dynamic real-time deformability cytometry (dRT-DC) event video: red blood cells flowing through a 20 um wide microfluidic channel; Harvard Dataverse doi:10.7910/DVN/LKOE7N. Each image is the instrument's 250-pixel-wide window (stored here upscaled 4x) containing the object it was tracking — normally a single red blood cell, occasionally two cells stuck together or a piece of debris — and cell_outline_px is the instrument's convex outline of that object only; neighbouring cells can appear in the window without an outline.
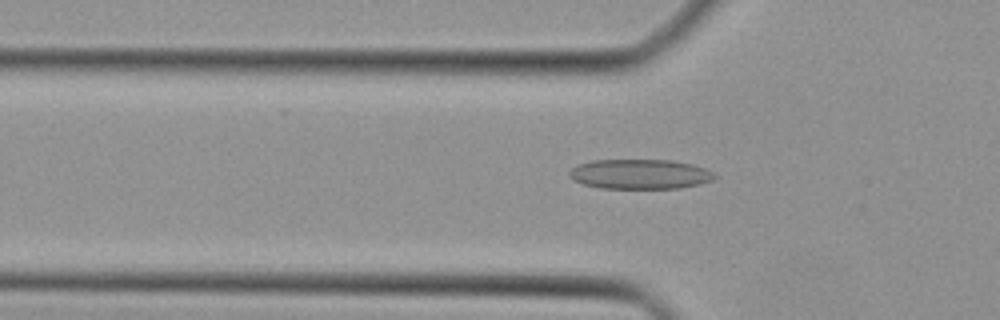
{"species": "Egyptian fruit bat (a non-hibernating species)", "species_latin": "Rousettus aegyptiacus", "temperature_condition": "cold", "stored_images_in_passage": 40, "camera_frame_rate_fps": 3000, "um_per_image_px": 0.085, "animal": {"sex": "female"}, "frame": {"image": 1, "passage_image": 15, "time_ms": 4.667, "image_size_px": [1000, 320], "cell_outline_px": [[720, 176], [712, 180], [700, 184], [680, 188], [600, 188], [584, 184], [572, 180], [568, 176], [568, 172], [572, 168], [580, 164], [592, 160], [672, 160], [692, 164], [704, 168]], "centroid_in_image_um": [54.4, 14.8], "position_along_channel_um": 71.4, "area_um2": 25.32}}
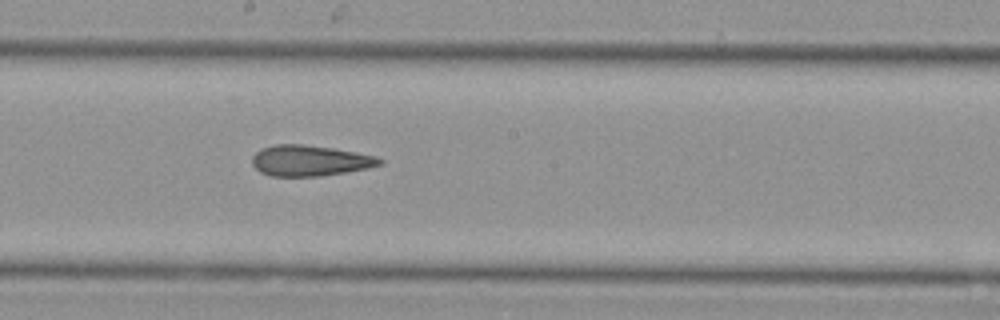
{"frame": {"image": 2, "passage_image": 25, "time_ms": 8.0, "image_size_px": [1000, 320], "cell_outline_px": [[384, 164], [344, 172], [320, 176], [272, 176], [260, 172], [252, 164], [252, 156], [260, 148], [276, 144], [304, 144], [332, 148], [356, 152], [376, 156], [384, 160]], "centroid_in_image_um": [26.32, 13.64], "position_along_channel_um": 221.9, "area_um2": 22.83}}
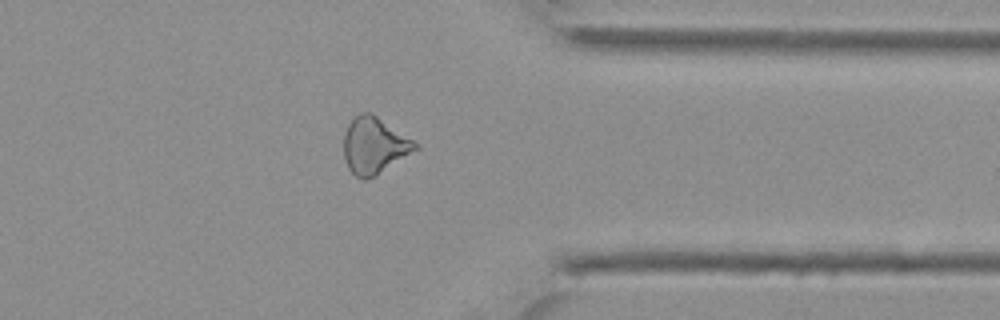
{"frame": {"image": 3, "passage_image": 36, "time_ms": 11.667, "image_size_px": [1000, 320], "cell_outline_px": [[420, 148], [376, 176], [368, 180], [364, 180], [356, 176], [348, 168], [344, 156], [344, 132], [348, 124], [360, 112], [372, 112], [412, 140]], "centroid_in_image_um": [31.8, 12.39], "position_along_channel_um": 379.6, "area_um2": 23.52}}